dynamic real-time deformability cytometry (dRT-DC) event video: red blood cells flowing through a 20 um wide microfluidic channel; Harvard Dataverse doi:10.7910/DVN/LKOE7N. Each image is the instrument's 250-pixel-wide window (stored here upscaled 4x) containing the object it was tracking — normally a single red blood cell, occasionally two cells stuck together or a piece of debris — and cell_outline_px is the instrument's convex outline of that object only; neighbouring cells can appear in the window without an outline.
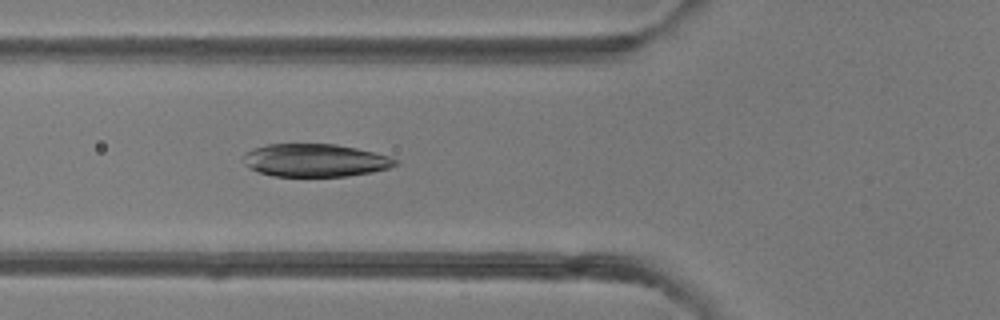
{"species": "common noctule bat (a hibernating species)", "species_latin": "Nyctalus noctula", "temperature_condition": "room temperature", "stored_images_in_passage": 49, "camera_frame_rate_fps": 3000, "um_per_image_px": 0.085, "animal": {"sex": "female"}, "frame": {"image": 1, "passage_image": 18, "time_ms": 5.667, "image_size_px": [1000, 320], "cell_outline_px": [[400, 164], [388, 168], [372, 172], [348, 176], [272, 176], [248, 168], [244, 164], [244, 152], [252, 148], [268, 144], [336, 144], [356, 148], [388, 156], [400, 160]], "centroid_in_image_um": [26.78, 13.63], "position_along_channel_um": 99.0, "area_um2": 29.25}}
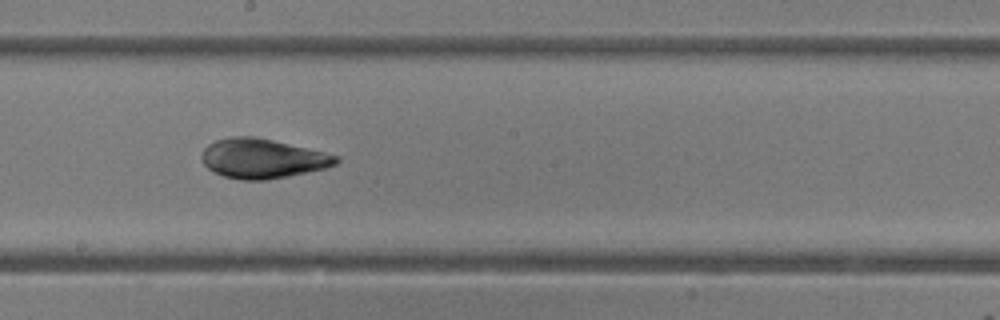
{"frame": {"image": 2, "passage_image": 27, "time_ms": 8.667, "image_size_px": [1000, 320], "cell_outline_px": [[340, 160], [336, 164], [324, 168], [288, 176], [264, 180], [240, 180], [224, 176], [212, 172], [200, 160], [200, 156], [204, 148], [208, 144], [216, 140], [232, 136], [252, 136], [272, 140], [324, 152], [340, 156]], "centroid_in_image_um": [22.27, 13.47], "position_along_channel_um": 225.9, "area_um2": 30.92}}
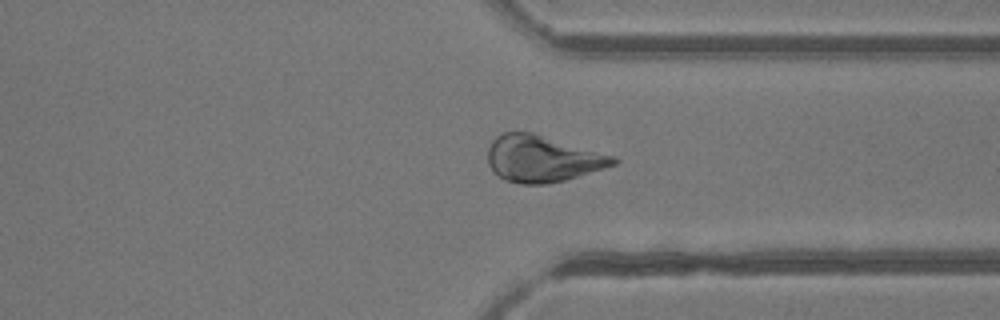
{"frame": {"image": 3, "passage_image": 37, "time_ms": 12.0, "image_size_px": [1000, 320], "cell_outline_px": [[620, 160], [616, 164], [604, 168], [564, 180], [548, 184], [520, 184], [504, 180], [492, 172], [488, 164], [488, 148], [492, 140], [496, 136], [504, 132], [532, 132], [616, 156]], "centroid_in_image_um": [46.08, 13.49], "position_along_channel_um": 365.3, "area_um2": 34.22}}